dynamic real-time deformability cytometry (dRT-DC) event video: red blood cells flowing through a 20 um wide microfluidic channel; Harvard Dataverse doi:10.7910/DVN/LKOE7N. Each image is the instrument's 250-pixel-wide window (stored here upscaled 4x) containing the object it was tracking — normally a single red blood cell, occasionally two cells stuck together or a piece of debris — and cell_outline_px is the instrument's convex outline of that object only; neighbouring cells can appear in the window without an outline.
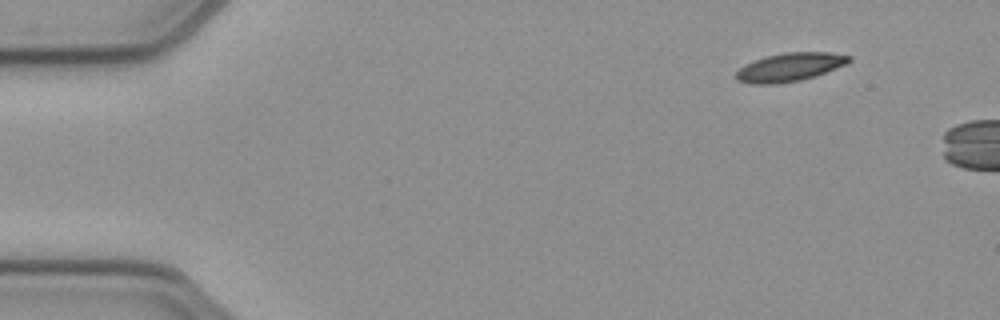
{"species": "common noctule bat (a hibernating species)", "species_latin": "Nyctalus noctula", "temperature_condition": "cold", "stored_images_in_passage": 10, "camera_frame_rate_fps": 3000, "um_per_image_px": 0.085, "animal": {"sex": "female", "body_mass_g": 21.9}, "frame": {"image": 1, "passage_image": 1, "time_ms": 0.0, "image_size_px": [1000, 320], "cell_outline_px": [[852, 60], [844, 64], [816, 76], [800, 80], [776, 84], [752, 84], [736, 80], [736, 72], [744, 64], [764, 56], [784, 52], [828, 52], [852, 56]], "centroid_in_image_um": [67.1, 5.7], "position_along_channel_um": 17.9, "area_um2": 18.73}}